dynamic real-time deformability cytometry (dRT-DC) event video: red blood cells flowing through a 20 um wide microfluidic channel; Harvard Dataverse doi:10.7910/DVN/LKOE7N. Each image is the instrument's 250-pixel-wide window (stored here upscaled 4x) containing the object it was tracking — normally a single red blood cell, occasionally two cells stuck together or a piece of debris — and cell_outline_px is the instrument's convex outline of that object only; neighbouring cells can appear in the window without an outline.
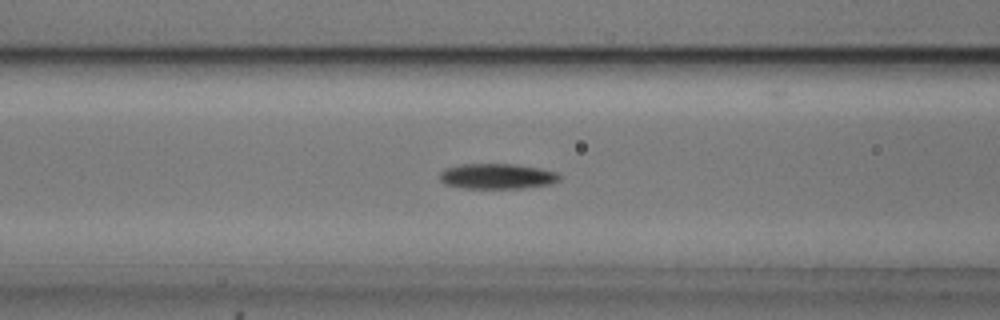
{"species": "common noctule bat (a hibernating species)", "species_latin": "Nyctalus noctula", "temperature_condition": "cold", "stored_images_in_passage": 54, "camera_frame_rate_fps": 3000, "um_per_image_px": 0.085, "animal": {"sex": "male", "body_mass_g": 20.5, "forearm_length_mm": 52.5}, "frame": {"image": 1, "passage_image": 22, "time_ms": 7.0, "image_size_px": [1000, 320], "cell_outline_px": [[560, 180], [552, 184], [520, 188], [464, 188], [444, 184], [440, 180], [440, 172], [444, 168], [460, 164], [516, 164], [540, 168], [556, 172], [560, 176]], "centroid_in_image_um": [42.24, 14.98], "position_along_channel_um": 124.4, "area_um2": 17.8}}
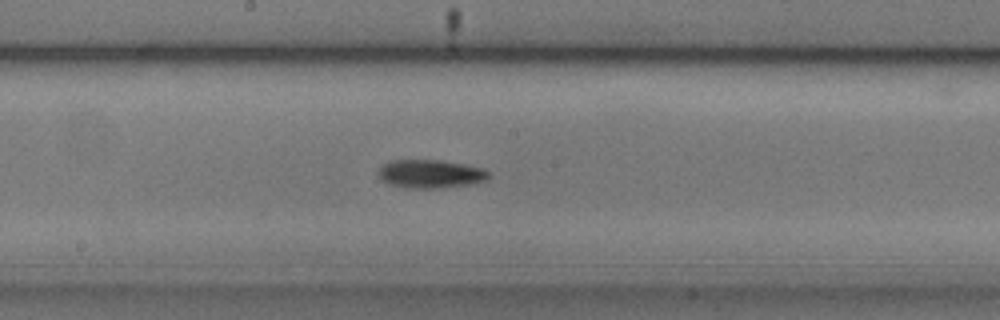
{"frame": {"image": 2, "passage_image": 29, "time_ms": 9.333, "image_size_px": [1000, 320], "cell_outline_px": [[492, 176], [488, 180], [476, 184], [444, 188], [408, 188], [388, 184], [380, 180], [380, 164], [388, 160], [440, 160], [464, 164], [484, 168]], "centroid_in_image_um": [36.63, 14.79], "position_along_channel_um": 211.6, "area_um2": 18.73}}
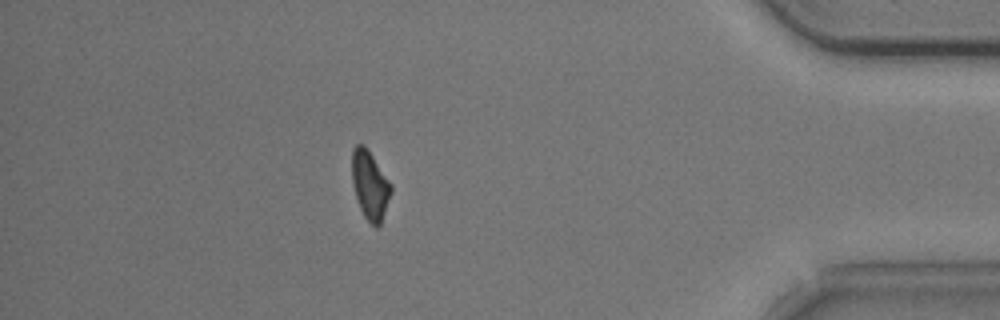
{"frame": {"image": 3, "passage_image": 48, "time_ms": 15.667, "image_size_px": [1000, 320], "cell_outline_px": [[392, 192], [380, 224], [376, 228], [364, 216], [360, 208], [352, 184], [352, 148], [356, 144], [364, 144], [368, 148], [392, 184]], "centroid_in_image_um": [31.45, 15.69], "position_along_channel_um": 403.8, "area_um2": 15.72}, "authors_computed_cell_mechanics": {"area_um2": 16.5886, "velocity_mm_per_s": 3.7292, "shape_relaxation_time_tau1_ms": 2.2716, "shape_relaxation_time_tau2_ms": null, "deformation_change_tau1": 0.1371, "deformation_change_tau2": null}}